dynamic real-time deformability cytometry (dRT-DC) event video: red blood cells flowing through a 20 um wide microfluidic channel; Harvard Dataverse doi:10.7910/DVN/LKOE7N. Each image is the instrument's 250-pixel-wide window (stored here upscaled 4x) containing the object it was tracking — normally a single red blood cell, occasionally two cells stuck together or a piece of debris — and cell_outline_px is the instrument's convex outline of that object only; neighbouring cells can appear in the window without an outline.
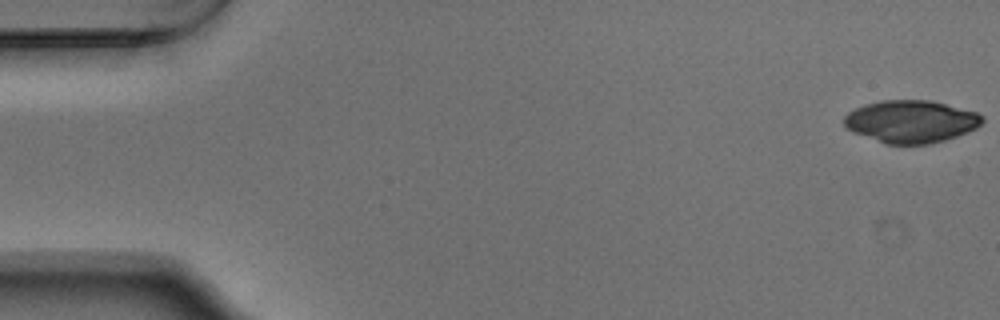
{"species": "Egyptian fruit bat (a non-hibernating species)", "species_latin": "Rousettus aegyptiacus", "temperature_condition": "warm", "stored_images_in_passage": 53, "camera_frame_rate_fps": 3000, "um_per_image_px": 0.085, "animal": {"sex": "male"}, "frame": {"image": 1, "passage_image": 1, "time_ms": 0.0, "image_size_px": [1000, 320], "cell_outline_px": [[984, 120], [976, 128], [968, 132], [944, 140], [928, 144], [884, 144], [852, 132], [844, 124], [844, 116], [848, 112], [864, 104], [884, 100], [932, 100], [976, 112], [984, 116]], "centroid_in_image_um": [77.43, 10.33], "position_along_channel_um": 7.6, "area_um2": 34.28}}